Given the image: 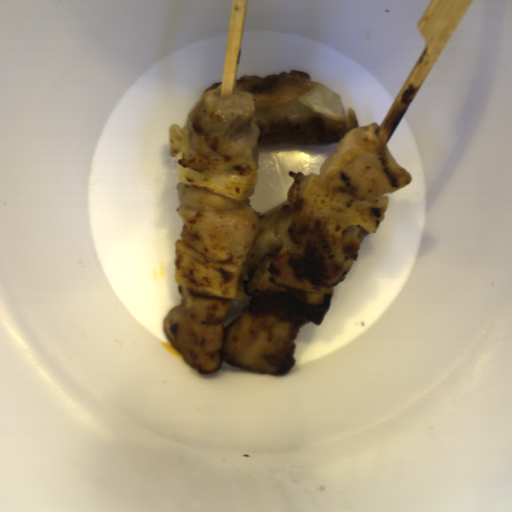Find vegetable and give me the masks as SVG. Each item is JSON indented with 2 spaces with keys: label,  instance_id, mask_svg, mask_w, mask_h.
I'll list each match as a JSON object with an SVG mask.
<instances>
[{
  "label": "vegetable",
  "instance_id": "obj_1",
  "mask_svg": "<svg viewBox=\"0 0 512 512\" xmlns=\"http://www.w3.org/2000/svg\"><path fill=\"white\" fill-rule=\"evenodd\" d=\"M169 154L177 181L243 201L255 189L259 154L249 147L234 157L198 154L190 144L187 123L169 127Z\"/></svg>",
  "mask_w": 512,
  "mask_h": 512
},
{
  "label": "vegetable",
  "instance_id": "obj_3",
  "mask_svg": "<svg viewBox=\"0 0 512 512\" xmlns=\"http://www.w3.org/2000/svg\"><path fill=\"white\" fill-rule=\"evenodd\" d=\"M298 195L314 210L346 223L360 225L368 233L377 231L389 206V196L375 195L360 201L344 189H324L320 175L312 172L302 181Z\"/></svg>",
  "mask_w": 512,
  "mask_h": 512
},
{
  "label": "vegetable",
  "instance_id": "obj_2",
  "mask_svg": "<svg viewBox=\"0 0 512 512\" xmlns=\"http://www.w3.org/2000/svg\"><path fill=\"white\" fill-rule=\"evenodd\" d=\"M175 248V280L193 295L221 300L243 301L246 296V266L232 262H212L204 253L189 246L183 239Z\"/></svg>",
  "mask_w": 512,
  "mask_h": 512
},
{
  "label": "vegetable",
  "instance_id": "obj_4",
  "mask_svg": "<svg viewBox=\"0 0 512 512\" xmlns=\"http://www.w3.org/2000/svg\"><path fill=\"white\" fill-rule=\"evenodd\" d=\"M253 297H272L282 306H291L317 326L327 315L335 289L305 292L274 283V254H267L256 266L247 286Z\"/></svg>",
  "mask_w": 512,
  "mask_h": 512
}]
</instances>
